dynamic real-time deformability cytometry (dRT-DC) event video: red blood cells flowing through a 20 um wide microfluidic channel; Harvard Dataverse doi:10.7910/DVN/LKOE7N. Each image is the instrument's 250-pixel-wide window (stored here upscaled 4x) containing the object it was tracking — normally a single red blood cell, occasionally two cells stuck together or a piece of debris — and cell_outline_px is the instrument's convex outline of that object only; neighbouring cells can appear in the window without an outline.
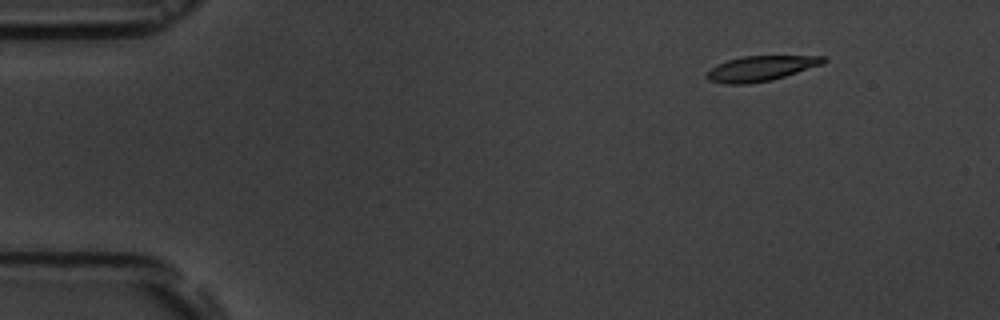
{"species": "common noctule bat (a hibernating species)", "species_latin": "Nyctalus noctula", "temperature_condition": "room temperature", "stored_images_in_passage": 3, "camera_frame_rate_fps": 3000, "um_per_image_px": 0.085, "animal": {"sex": "male", "body_mass_g": 19.5, "forearm_length_mm": 54.6}, "frame": {"image": 1, "passage_image": 1, "time_ms": 0.0, "image_size_px": [1000, 320], "cell_outline_px": [[828, 60], [824, 64], [772, 80], [748, 84], [724, 84], [708, 80], [704, 76], [716, 64], [728, 60], [744, 56], [828, 56]], "centroid_in_image_um": [64.69, 5.82], "position_along_channel_um": 20.3, "area_um2": 17.22}}
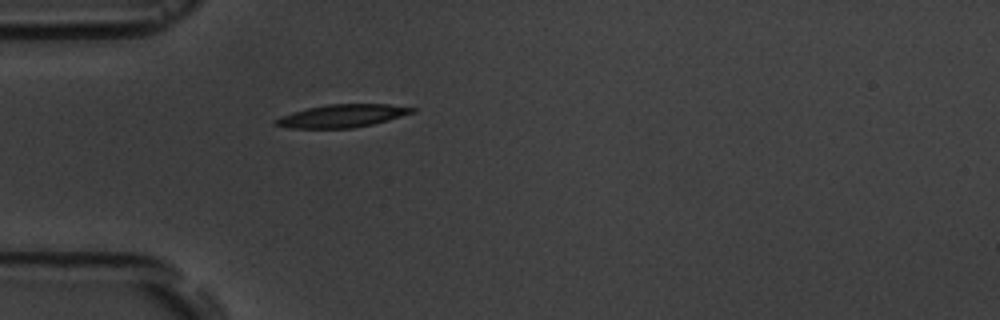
{"frame": {"image": 2, "passage_image": 3, "time_ms": 3.333, "image_size_px": [1000, 320], "cell_outline_px": [[416, 112], [388, 120], [372, 124], [352, 128], [288, 128], [272, 124], [272, 120], [280, 116], [292, 112], [308, 108], [328, 104], [388, 104], [416, 108]], "centroid_in_image_um": [29.05, 9.85], "position_along_channel_um": 56.0, "area_um2": 18.26}}